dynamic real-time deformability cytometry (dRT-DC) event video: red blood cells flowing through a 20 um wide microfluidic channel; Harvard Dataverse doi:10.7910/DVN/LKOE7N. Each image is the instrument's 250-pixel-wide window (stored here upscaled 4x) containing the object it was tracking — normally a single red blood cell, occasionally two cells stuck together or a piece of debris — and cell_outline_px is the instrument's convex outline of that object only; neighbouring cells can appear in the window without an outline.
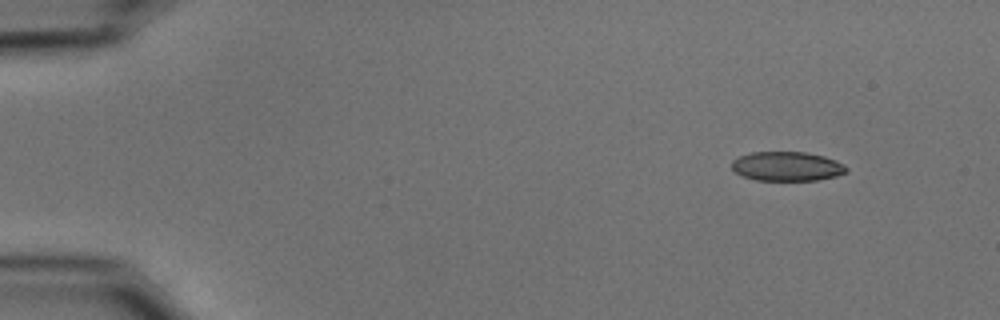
{"species": "common noctule bat (a hibernating species)", "species_latin": "Nyctalus noctula", "temperature_condition": "cold", "stored_images_in_passage": 13, "camera_frame_rate_fps": 3000, "um_per_image_px": 0.085, "animal": {"sex": "male", "body_mass_g": 15.6}, "frame": {"image": 1, "passage_image": 1, "time_ms": 0.0, "image_size_px": [1000, 320], "cell_outline_px": [[848, 172], [836, 176], [816, 180], [756, 180], [744, 176], [736, 172], [732, 168], [732, 160], [740, 156], [752, 152], [804, 152], [824, 156], [836, 160], [844, 164], [848, 168]], "centroid_in_image_um": [66.93, 14.13], "position_along_channel_um": 18.1, "area_um2": 19.54}}
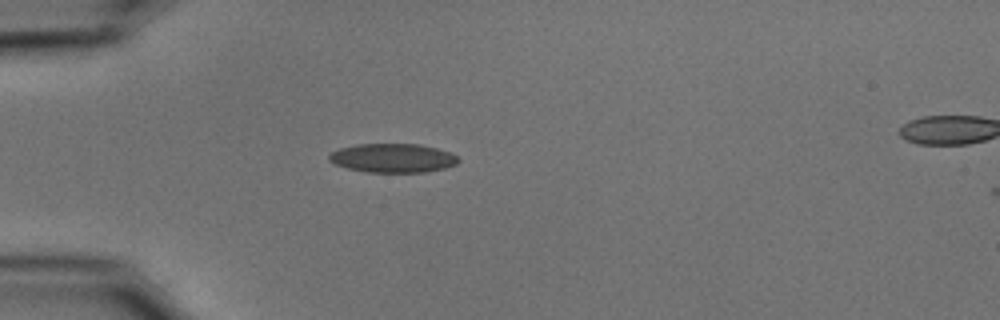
{"frame": {"image": 2, "passage_image": 11, "time_ms": 3.333, "image_size_px": [1000, 320], "cell_outline_px": [[460, 160], [456, 164], [444, 168], [424, 172], [364, 172], [348, 168], [336, 164], [328, 160], [328, 156], [332, 152], [340, 148], [356, 144], [420, 144], [452, 152]], "centroid_in_image_um": [33.39, 13.43], "position_along_channel_um": 51.6, "area_um2": 21.79}}